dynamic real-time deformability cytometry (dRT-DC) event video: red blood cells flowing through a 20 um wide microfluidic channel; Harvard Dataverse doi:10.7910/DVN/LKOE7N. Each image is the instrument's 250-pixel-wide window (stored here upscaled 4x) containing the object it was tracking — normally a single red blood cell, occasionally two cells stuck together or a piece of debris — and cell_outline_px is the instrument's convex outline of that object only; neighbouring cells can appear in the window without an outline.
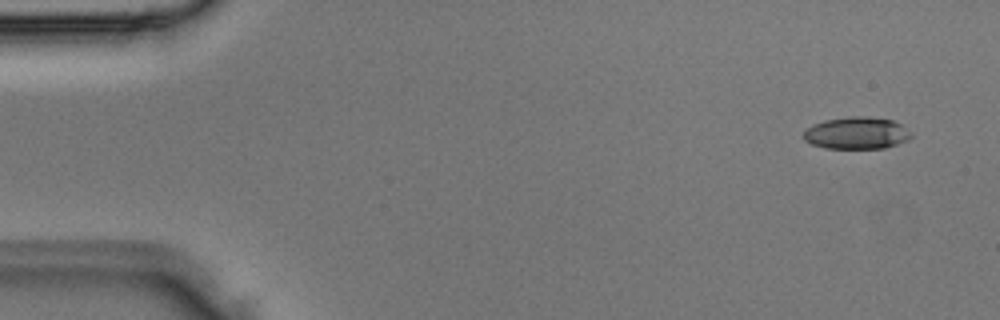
{"species": "Egyptian fruit bat (a non-hibernating species)", "species_latin": "Rousettus aegyptiacus", "temperature_condition": "room temperature", "stored_images_in_passage": 4, "camera_frame_rate_fps": 3000, "um_per_image_px": 0.085, "animal": {"sex": "male"}, "frame": {"image": 1, "passage_image": 1, "time_ms": 0.0, "image_size_px": [1000, 320], "cell_outline_px": [[912, 136], [908, 140], [884, 148], [824, 148], [812, 144], [804, 140], [804, 132], [812, 124], [824, 120], [848, 116], [868, 116], [892, 120], [900, 124], [912, 132]], "centroid_in_image_um": [72.82, 11.3], "position_along_channel_um": 12.2, "area_um2": 20.17}}
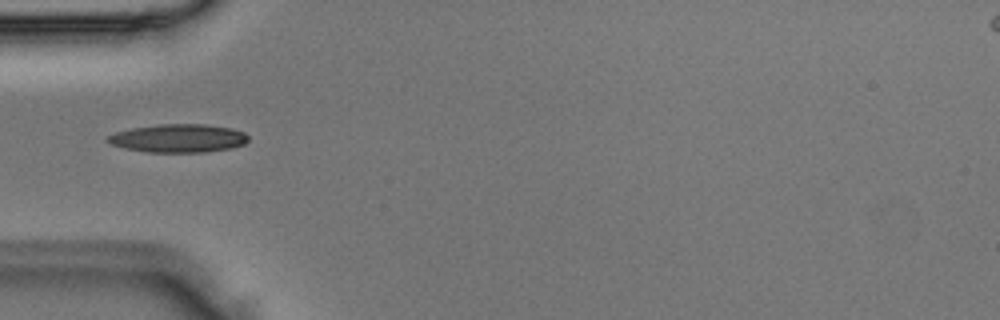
{"frame": {"image": 2, "passage_image": 4, "time_ms": 1.0, "image_size_px": [1000, 320], "cell_outline_px": [[248, 140], [244, 144], [232, 148], [204, 152], [148, 152], [124, 148], [112, 144], [104, 140], [108, 136], [116, 132], [132, 128], [160, 124], [204, 124], [232, 128], [244, 132], [248, 136]], "centroid_in_image_um": [15.17, 11.75], "position_along_channel_um": 69.8, "area_um2": 23.18}}